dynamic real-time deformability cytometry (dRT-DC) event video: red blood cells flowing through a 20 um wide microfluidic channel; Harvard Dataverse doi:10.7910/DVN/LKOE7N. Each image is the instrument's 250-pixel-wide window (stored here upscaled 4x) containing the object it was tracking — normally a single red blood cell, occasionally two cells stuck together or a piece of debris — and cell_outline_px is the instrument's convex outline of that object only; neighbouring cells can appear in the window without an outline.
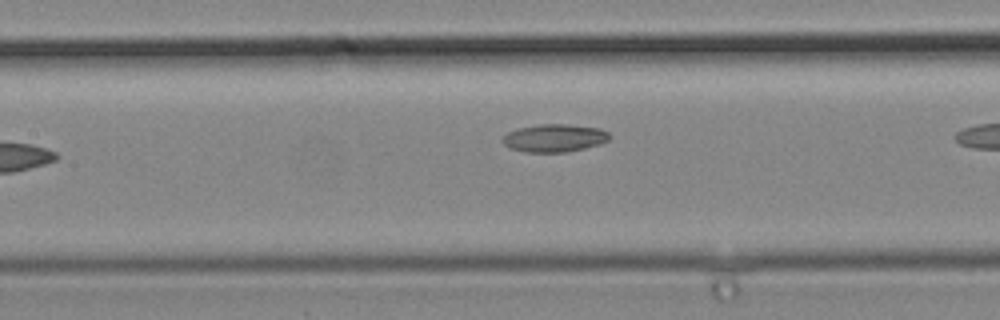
{"species": "common noctule bat (a hibernating species)", "species_latin": "Nyctalus noctula", "temperature_condition": "cold", "stored_images_in_passage": 7, "camera_frame_rate_fps": 3000, "um_per_image_px": 0.085, "animal": {"sex": "male", "body_mass_g": 19.2, "forearm_length_mm": 51.8}, "frame": {"image": 1, "passage_image": 7, "time_ms": 2.0, "image_size_px": [1000, 320], "cell_outline_px": [[612, 136], [608, 140], [600, 144], [584, 148], [564, 152], [528, 152], [512, 148], [504, 144], [500, 140], [508, 132], [516, 128], [540, 124], [568, 124], [600, 128], [608, 132]], "centroid_in_image_um": [47.14, 11.72], "position_along_channel_um": 160.3, "area_um2": 17.34}}